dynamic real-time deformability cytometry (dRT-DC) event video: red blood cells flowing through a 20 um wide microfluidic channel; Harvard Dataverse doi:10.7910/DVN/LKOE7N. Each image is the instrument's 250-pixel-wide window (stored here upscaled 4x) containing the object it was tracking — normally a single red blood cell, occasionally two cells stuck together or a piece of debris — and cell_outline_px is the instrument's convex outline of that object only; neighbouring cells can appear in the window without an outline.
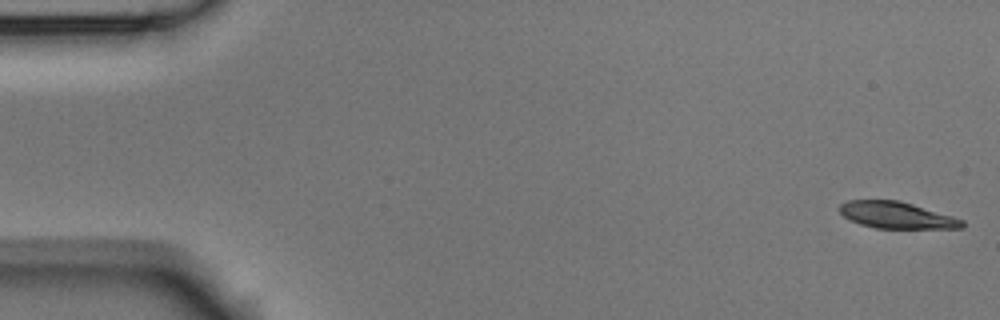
{"species": "Egyptian fruit bat (a non-hibernating species)", "species_latin": "Rousettus aegyptiacus", "temperature_condition": "room temperature", "stored_images_in_passage": 54, "camera_frame_rate_fps": 3000, "um_per_image_px": 0.085, "animal": {"sex": "male"}, "frame": {"image": 1, "passage_image": 1, "time_ms": 0.0, "image_size_px": [1000, 320], "cell_outline_px": [[964, 228], [876, 228], [860, 224], [844, 216], [840, 212], [840, 204], [848, 200], [896, 200], [912, 204], [952, 216], [964, 220]], "centroid_in_image_um": [76.22, 18.29], "position_along_channel_um": 8.8, "area_um2": 18.73}}
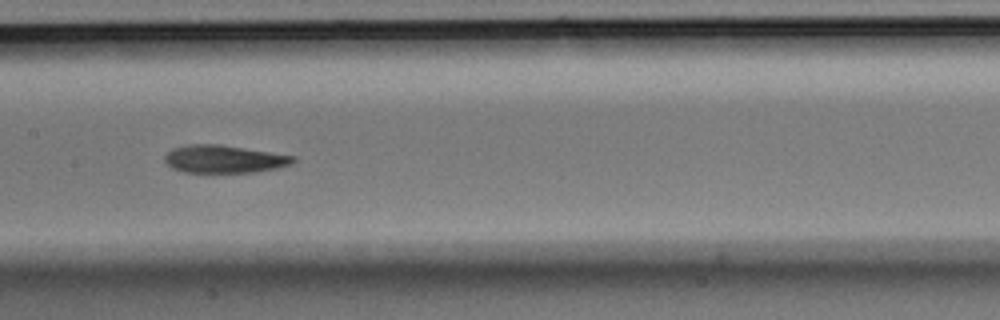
{"frame": {"image": 2, "passage_image": 26, "time_ms": 8.333, "image_size_px": [1000, 320], "cell_outline_px": [[296, 160], [292, 164], [276, 168], [256, 172], [184, 172], [172, 168], [164, 160], [164, 156], [172, 148], [192, 144], [220, 144], [296, 156]], "centroid_in_image_um": [19.06, 13.51], "position_along_channel_um": 188.3, "area_um2": 20.75}}
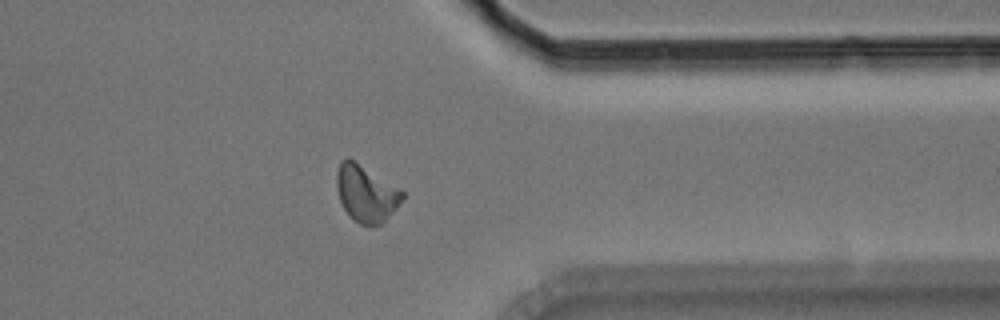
{"frame": {"image": 3, "passage_image": 42, "time_ms": 13.667, "image_size_px": [1000, 320], "cell_outline_px": [[404, 196], [396, 208], [384, 224], [372, 228], [360, 224], [352, 220], [348, 216], [340, 200], [336, 188], [336, 172], [340, 160], [348, 156], [400, 188], [404, 192]], "centroid_in_image_um": [31.11, 16.47], "position_along_channel_um": 380.3, "area_um2": 22.31}, "authors_computed_cell_mechanics": {"area_um2": 20.8658, "velocity_mm_per_s": 3.7521, "shape_relaxation_time_tau1_ms": 3.8013, "shape_relaxation_time_tau2_ms": 6.815, "deformation_change_tau1": 0.1448, "deformation_change_tau2": 0.1568}}